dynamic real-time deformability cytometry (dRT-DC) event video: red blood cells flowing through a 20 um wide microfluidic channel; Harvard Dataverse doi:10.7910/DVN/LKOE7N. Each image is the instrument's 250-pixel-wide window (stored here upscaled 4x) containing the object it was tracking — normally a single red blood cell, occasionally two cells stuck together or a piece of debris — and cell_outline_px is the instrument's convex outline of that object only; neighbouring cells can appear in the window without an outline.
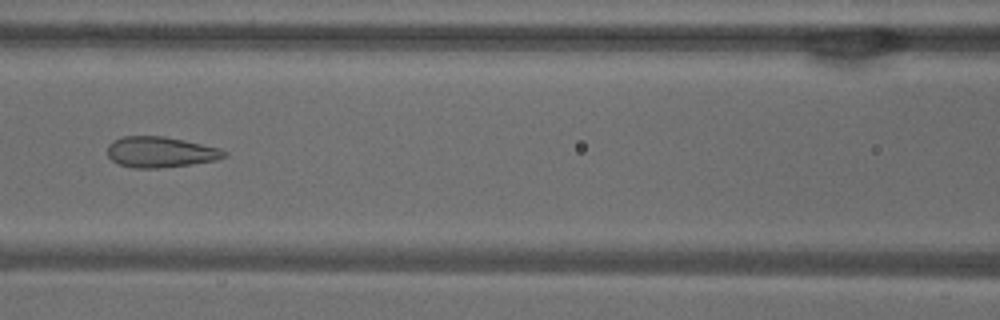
{"species": "common noctule bat (a hibernating species)", "species_latin": "Nyctalus noctula", "temperature_condition": "warm", "stored_images_in_passage": 52, "camera_frame_rate_fps": 3000, "um_per_image_px": 0.085, "animal": {"sex": "male", "body_mass_g": 18.8}, "frame": {"image": 1, "passage_image": 23, "time_ms": 7.333, "image_size_px": [1000, 320], "cell_outline_px": [[228, 156], [216, 160], [188, 164], [156, 168], [132, 168], [120, 164], [112, 160], [108, 156], [108, 144], [112, 140], [124, 136], [164, 136], [184, 140], [220, 148], [228, 152]], "centroid_in_image_um": [13.64, 12.91], "position_along_channel_um": 153.0, "area_um2": 20.87}}
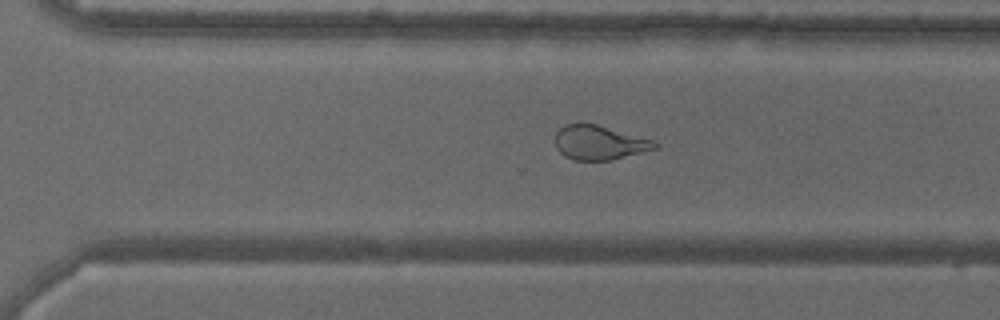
{"frame": {"image": 2, "passage_image": 36, "time_ms": 11.667, "image_size_px": [1000, 320], "cell_outline_px": [[660, 148], [612, 160], [572, 160], [564, 156], [556, 148], [556, 132], [564, 124], [596, 124], [656, 140], [660, 144]], "centroid_in_image_um": [51.01, 12.13], "position_along_channel_um": 319.6, "area_um2": 20.17}}
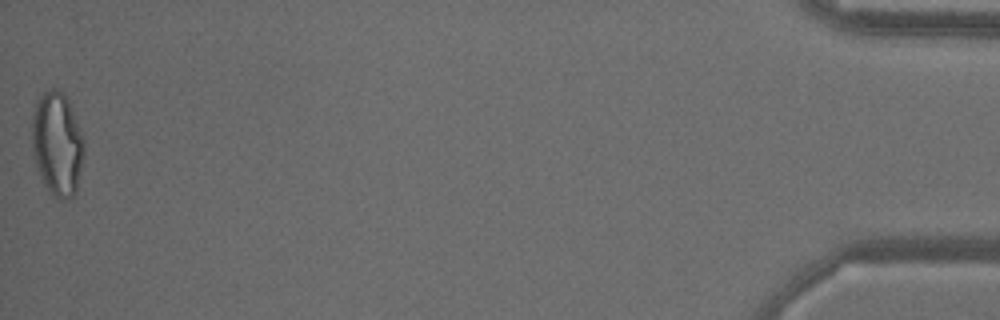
{"frame": {"image": 3, "passage_image": 52, "time_ms": 17.0, "image_size_px": [1000, 320], "cell_outline_px": [[84, 152], [76, 192], [68, 200], [60, 200], [48, 192], [44, 184], [36, 164], [32, 144], [32, 112], [36, 100], [44, 92], [52, 88], [56, 88], [68, 100], [84, 140]], "centroid_in_image_um": [4.85, 12.25], "position_along_channel_um": 430.3, "area_um2": 31.39}, "authors_computed_cell_mechanics": {"area_um2": 25.5187, "velocity_mm_per_s": 3.8623, "shape_relaxation_time_tau1_ms": null, "shape_relaxation_time_tau2_ms": 0.9695, "deformation_change_tau1": null, "deformation_change_tau2": 0.0936}}